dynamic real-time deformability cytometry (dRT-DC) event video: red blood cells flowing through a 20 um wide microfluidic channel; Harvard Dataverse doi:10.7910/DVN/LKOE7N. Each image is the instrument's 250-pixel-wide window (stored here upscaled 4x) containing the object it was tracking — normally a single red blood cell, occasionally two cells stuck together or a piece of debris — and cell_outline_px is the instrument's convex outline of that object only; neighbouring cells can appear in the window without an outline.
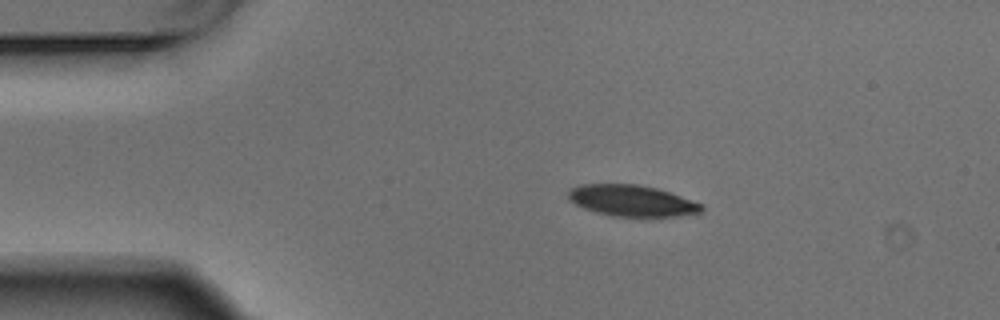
{"species": "Egyptian fruit bat (a non-hibernating species)", "species_latin": "Rousettus aegyptiacus", "temperature_condition": "warm", "stored_images_in_passage": 6, "camera_frame_rate_fps": 3000, "um_per_image_px": 0.085, "animal": {"sex": "male"}, "frame": {"image": 1, "passage_image": 2, "time_ms": 0.333, "image_size_px": [1000, 320], "cell_outline_px": [[704, 208], [700, 212], [676, 216], [612, 216], [596, 212], [584, 208], [568, 200], [568, 188], [580, 184], [636, 184], [656, 188], [704, 204]], "centroid_in_image_um": [53.67, 17.05], "position_along_channel_um": 31.3, "area_um2": 24.16}}
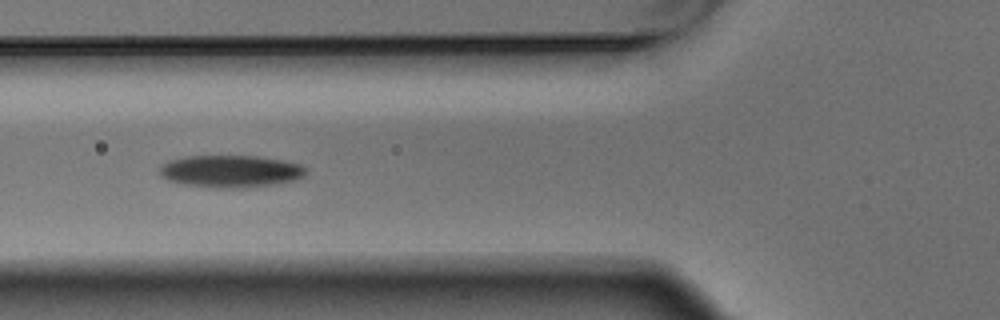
{"frame": {"image": 2, "passage_image": 5, "time_ms": 1.333, "image_size_px": [1000, 320], "cell_outline_px": [[308, 172], [304, 176], [292, 180], [244, 188], [208, 188], [184, 184], [168, 180], [160, 176], [160, 164], [168, 160], [188, 156], [260, 156], [284, 160], [300, 164], [308, 168]], "centroid_in_image_um": [19.58, 14.55], "position_along_channel_um": 106.2, "area_um2": 27.69}}
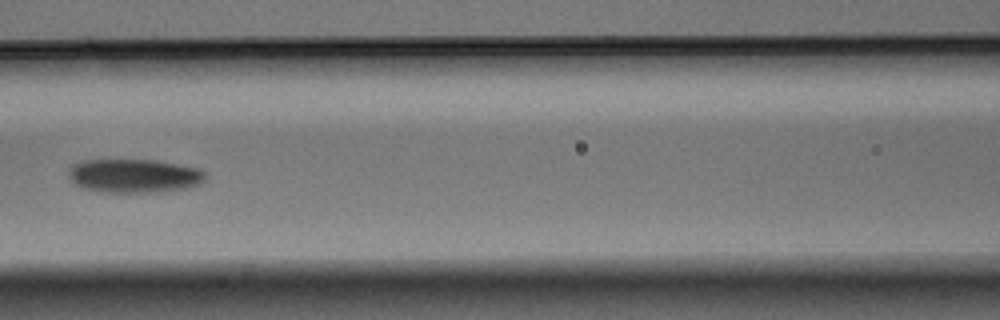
{"frame": {"image": 3, "passage_image": 6, "time_ms": 1.667, "image_size_px": [1000, 320], "cell_outline_px": [[204, 180], [200, 184], [188, 188], [164, 192], [100, 192], [84, 188], [72, 184], [68, 176], [68, 168], [72, 164], [80, 160], [156, 160], [200, 168], [204, 172]], "centroid_in_image_um": [11.36, 14.95], "position_along_channel_um": 155.2, "area_um2": 27.34}}